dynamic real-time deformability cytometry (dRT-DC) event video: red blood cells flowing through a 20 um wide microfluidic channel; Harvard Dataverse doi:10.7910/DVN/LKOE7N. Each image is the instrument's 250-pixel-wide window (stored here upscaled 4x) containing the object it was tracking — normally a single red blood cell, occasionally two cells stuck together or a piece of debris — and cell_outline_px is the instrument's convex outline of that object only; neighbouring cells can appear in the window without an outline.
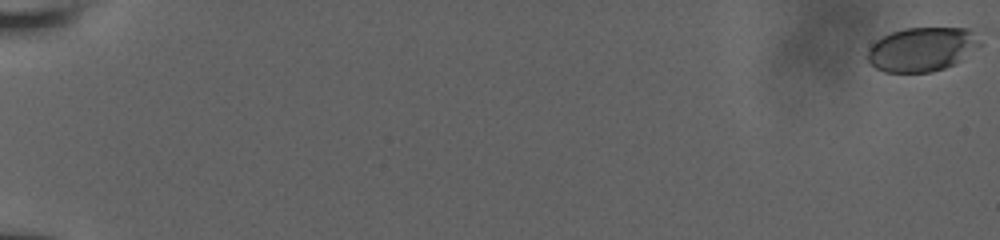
{"species": "human", "species_latin": "Homo sapiens", "temperature_condition": "room temperature", "stored_images_in_passage": 12, "camera_frame_rate_fps": 3000, "um_per_image_px": 0.085, "donor": {"sex": "male"}, "frame": {"image": 1, "passage_image": 1, "time_ms": 0.0, "image_size_px": [1000, 240], "cell_outline_px": [[984, 44], [956, 64], [932, 72], [884, 72], [868, 64], [864, 56], [868, 48], [876, 40], [892, 32], [904, 28], [968, 28], [984, 36]], "centroid_in_image_um": [78.42, 4.18], "position_along_channel_um": 6.6, "area_um2": 29.82}}
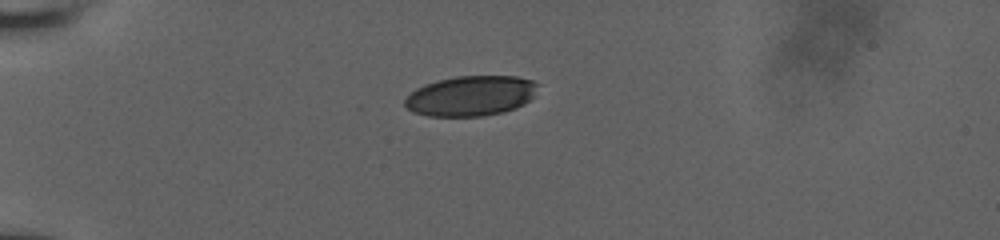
{"frame": {"image": 2, "passage_image": 10, "time_ms": 6.0, "image_size_px": [1000, 240], "cell_outline_px": [[540, 84], [532, 96], [524, 104], [516, 108], [504, 112], [484, 116], [428, 116], [412, 112], [404, 104], [404, 100], [416, 88], [424, 84], [456, 76], [516, 76], [532, 80]], "centroid_in_image_um": [40.03, 8.15], "position_along_channel_um": 45.0, "area_um2": 31.15}}